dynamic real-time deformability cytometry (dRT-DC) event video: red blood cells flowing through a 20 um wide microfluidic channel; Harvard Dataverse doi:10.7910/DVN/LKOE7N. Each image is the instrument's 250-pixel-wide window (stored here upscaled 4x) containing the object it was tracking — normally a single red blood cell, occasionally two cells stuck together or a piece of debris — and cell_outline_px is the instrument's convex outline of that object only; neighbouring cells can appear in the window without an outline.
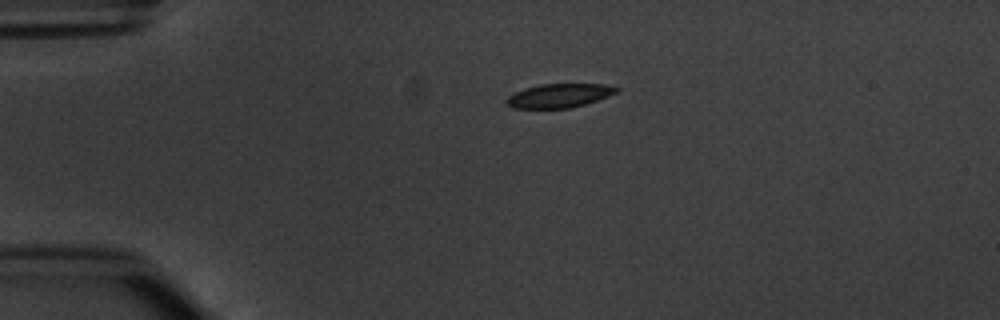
{"species": "common noctule bat (a hibernating species)", "species_latin": "Nyctalus noctula", "temperature_condition": "warm", "stored_images_in_passage": 2, "camera_frame_rate_fps": 3000, "um_per_image_px": 0.085, "animal": {"sex": "male", "body_mass_g": 20.1, "forearm_length_mm": 53.5}, "frame": {"image": 1, "passage_image": 1, "time_ms": 0.0, "image_size_px": [1000, 320], "cell_outline_px": [[620, 88], [616, 92], [608, 96], [584, 104], [568, 108], [512, 108], [504, 100], [508, 96], [524, 88], [540, 84], [604, 84]], "centroid_in_image_um": [47.5, 8.12], "position_along_channel_um": 37.5, "area_um2": 15.14}}